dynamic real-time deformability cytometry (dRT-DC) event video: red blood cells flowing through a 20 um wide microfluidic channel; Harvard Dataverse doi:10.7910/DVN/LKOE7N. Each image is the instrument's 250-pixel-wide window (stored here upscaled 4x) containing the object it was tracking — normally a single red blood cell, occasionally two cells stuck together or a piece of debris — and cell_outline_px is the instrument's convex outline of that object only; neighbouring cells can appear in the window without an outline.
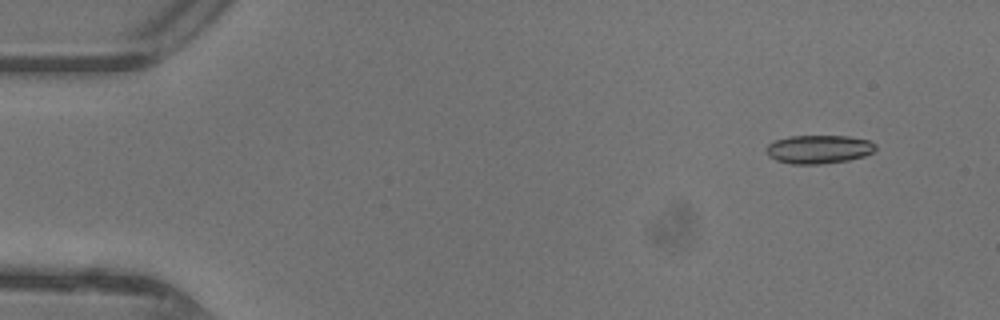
{"species": "common noctule bat (a hibernating species)", "species_latin": "Nyctalus noctula", "temperature_condition": "warm", "stored_images_in_passage": 9, "camera_frame_rate_fps": 3000, "um_per_image_px": 0.085, "animal": {"sex": "female"}, "frame": {"image": 1, "passage_image": 1, "time_ms": 0.0, "image_size_px": [1000, 320], "cell_outline_px": [[876, 148], [872, 152], [864, 156], [848, 160], [820, 164], [792, 164], [776, 160], [768, 156], [764, 152], [764, 148], [768, 144], [776, 140], [788, 136], [848, 136], [868, 140], [876, 144]], "centroid_in_image_um": [69.55, 12.69], "position_along_channel_um": 15.5, "area_um2": 18.26}}